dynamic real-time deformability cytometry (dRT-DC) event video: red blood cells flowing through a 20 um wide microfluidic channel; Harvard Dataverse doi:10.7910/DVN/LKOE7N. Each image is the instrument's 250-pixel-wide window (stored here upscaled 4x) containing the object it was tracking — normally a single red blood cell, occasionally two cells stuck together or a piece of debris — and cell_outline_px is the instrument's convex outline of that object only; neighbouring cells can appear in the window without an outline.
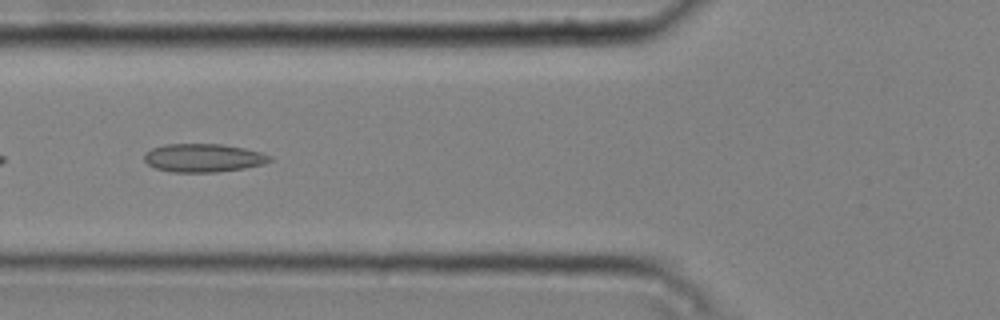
{"species": "common noctule bat (a hibernating species)", "species_latin": "Nyctalus noctula", "temperature_condition": "cold", "stored_images_in_passage": 2, "camera_frame_rate_fps": 3000, "um_per_image_px": 0.085, "animal": {"sex": "male", "body_mass_g": 20.4}, "frame": {"image": 1, "passage_image": 2, "time_ms": 0.333, "image_size_px": [1000, 320], "cell_outline_px": [[272, 160], [264, 164], [244, 168], [216, 172], [172, 172], [156, 168], [148, 164], [144, 160], [144, 152], [152, 148], [164, 144], [224, 144], [244, 148], [260, 152], [272, 156]], "centroid_in_image_um": [17.28, 13.41], "position_along_channel_um": 108.5, "area_um2": 20.81}}